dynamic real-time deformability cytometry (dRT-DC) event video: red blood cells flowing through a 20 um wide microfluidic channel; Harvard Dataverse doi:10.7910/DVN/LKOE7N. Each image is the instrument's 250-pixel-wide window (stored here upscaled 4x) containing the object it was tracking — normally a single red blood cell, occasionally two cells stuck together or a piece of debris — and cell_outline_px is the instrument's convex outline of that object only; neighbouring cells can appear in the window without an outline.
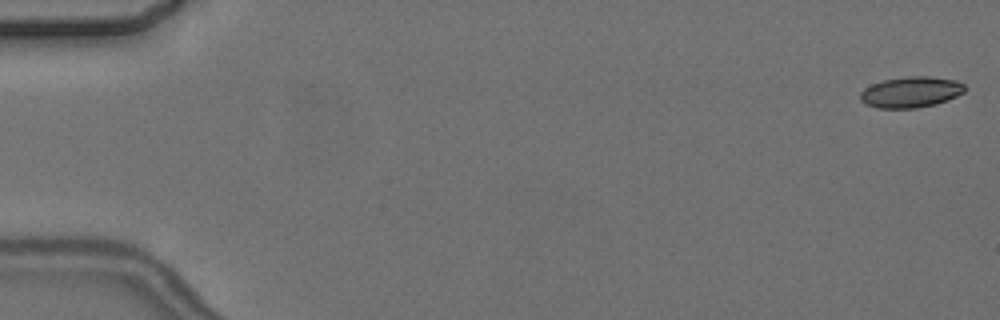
{"species": "common noctule bat (a hibernating species)", "species_latin": "Nyctalus noctula", "temperature_condition": "cold", "stored_images_in_passage": 7, "camera_frame_rate_fps": 3000, "um_per_image_px": 0.085, "animal": {"sex": "female", "body_mass_g": 24.6, "forearm_length_mm": 56.2}, "frame": {"image": 1, "passage_image": 1, "time_ms": 0.0, "image_size_px": [1000, 320], "cell_outline_px": [[968, 88], [964, 92], [956, 96], [936, 104], [916, 108], [876, 108], [864, 104], [860, 100], [860, 92], [864, 88], [872, 84], [884, 80], [908, 76], [928, 76], [956, 80], [964, 84]], "centroid_in_image_um": [77.42, 7.83], "position_along_channel_um": 7.6, "area_um2": 18.96}}
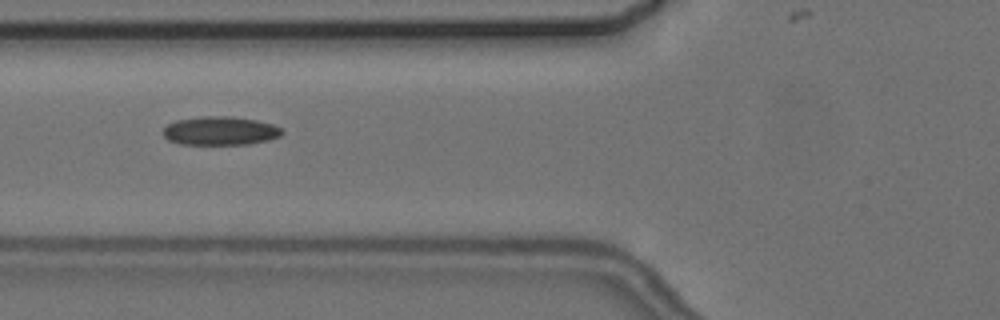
{"frame": {"image": 2, "passage_image": 7, "time_ms": 7.0, "image_size_px": [1000, 320], "cell_outline_px": [[284, 132], [280, 136], [268, 140], [248, 144], [180, 144], [168, 140], [164, 136], [164, 128], [168, 124], [176, 120], [200, 116], [228, 116], [256, 120], [272, 124], [280, 128]], "centroid_in_image_um": [18.71, 11.12], "position_along_channel_um": 107.1, "area_um2": 19.77}}